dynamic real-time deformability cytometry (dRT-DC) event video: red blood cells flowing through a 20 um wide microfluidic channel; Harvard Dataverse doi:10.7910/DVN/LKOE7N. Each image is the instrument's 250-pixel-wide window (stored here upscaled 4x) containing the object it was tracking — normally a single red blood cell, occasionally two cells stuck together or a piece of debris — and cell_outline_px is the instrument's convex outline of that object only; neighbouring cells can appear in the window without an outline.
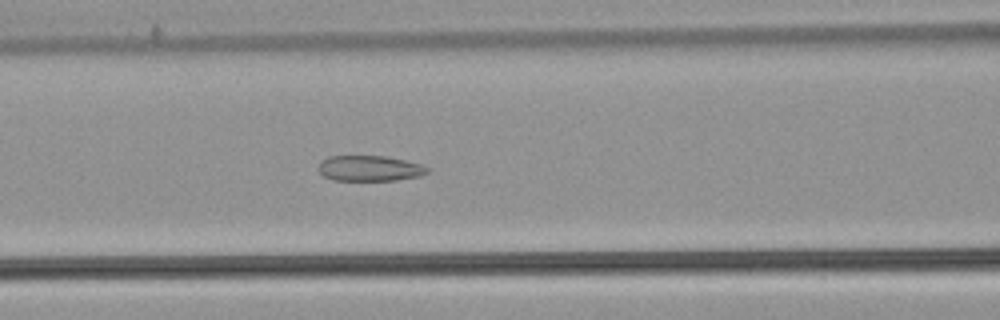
{"species": "common noctule bat (a hibernating species)", "species_latin": "Nyctalus noctula", "temperature_condition": "warm", "stored_images_in_passage": 54, "camera_frame_rate_fps": 3000, "um_per_image_px": 0.085, "animal": {"sex": "male", "body_mass_g": 21.5, "forearm_length_mm": 52.0}, "frame": {"image": 1, "passage_image": 23, "time_ms": 7.333, "image_size_px": [1000, 320], "cell_outline_px": [[432, 168], [428, 172], [420, 176], [396, 180], [332, 180], [324, 176], [316, 168], [320, 160], [328, 156], [384, 156], [404, 160], [420, 164]], "centroid_in_image_um": [31.39, 14.3], "position_along_channel_um": 135.2, "area_um2": 16.36}}
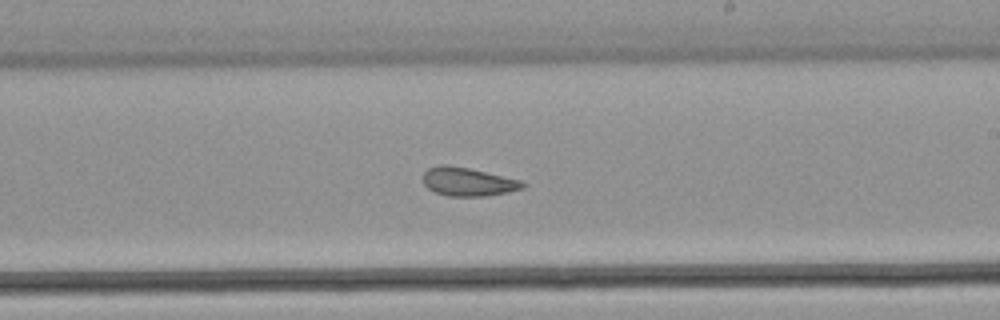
{"frame": {"image": 2, "passage_image": 32, "time_ms": 10.333, "image_size_px": [1000, 320], "cell_outline_px": [[528, 184], [524, 188], [508, 192], [484, 196], [448, 196], [436, 192], [428, 188], [424, 184], [424, 172], [428, 168], [440, 164], [448, 164], [468, 168], [520, 180]], "centroid_in_image_um": [39.78, 15.44], "position_along_channel_um": 249.2, "area_um2": 16.47}}
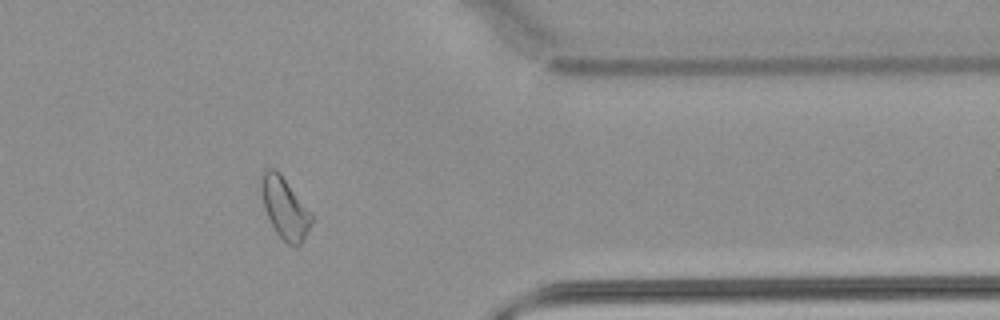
{"frame": {"image": 3, "passage_image": 44, "time_ms": 14.333, "image_size_px": [1000, 320], "cell_outline_px": [[312, 220], [300, 244], [296, 248], [288, 244], [276, 232], [264, 208], [260, 188], [260, 180], [264, 172], [268, 168], [276, 168], [280, 172], [312, 212]], "centroid_in_image_um": [24.2, 17.64], "position_along_channel_um": 387.2, "area_um2": 17.86}, "authors_computed_cell_mechanics": {"area_um2": 19.1029, "velocity_mm_per_s": 3.8161, "shape_relaxation_time_tau1_ms": null, "shape_relaxation_time_tau2_ms": 2.8762, "deformation_change_tau1": null, "deformation_change_tau2": 0.0982}}